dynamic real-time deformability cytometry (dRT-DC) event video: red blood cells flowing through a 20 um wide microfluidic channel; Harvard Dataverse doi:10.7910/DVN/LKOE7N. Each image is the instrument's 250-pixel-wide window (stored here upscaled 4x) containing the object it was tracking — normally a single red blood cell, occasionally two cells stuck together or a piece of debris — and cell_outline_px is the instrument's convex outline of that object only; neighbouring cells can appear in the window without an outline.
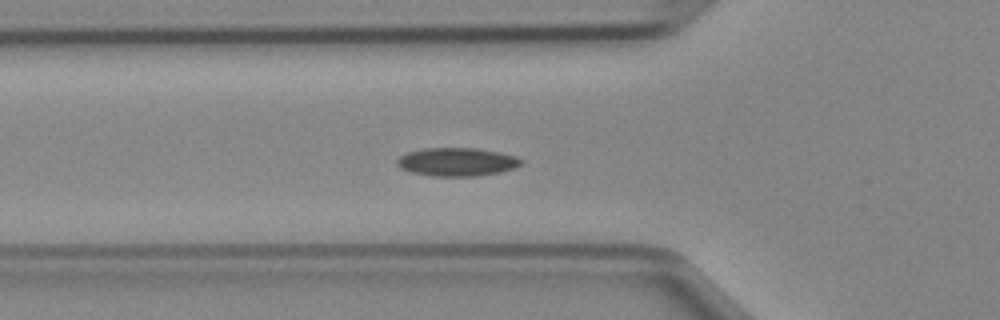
{"species": "Egyptian fruit bat (a non-hibernating species)", "species_latin": "Rousettus aegyptiacus", "temperature_condition": "cold", "stored_images_in_passage": 38, "camera_frame_rate_fps": 3000, "um_per_image_px": 0.085, "animal": {"sex": "female"}, "frame": {"image": 1, "passage_image": 6, "time_ms": 1.667, "image_size_px": [1000, 320], "cell_outline_px": [[524, 160], [516, 168], [500, 172], [476, 176], [432, 176], [412, 172], [400, 168], [396, 164], [396, 160], [400, 156], [408, 152], [424, 148], [476, 148], [500, 152], [516, 156]], "centroid_in_image_um": [38.85, 13.76], "position_along_channel_um": 86.9, "area_um2": 20.58}}
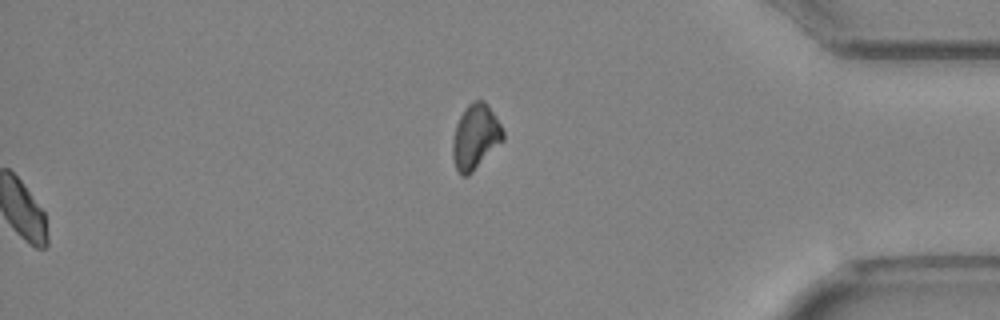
{"frame": {"image": 2, "passage_image": 38, "time_ms": 12.333, "image_size_px": [1000, 320], "cell_outline_px": [[504, 140], [468, 176], [460, 176], [456, 168], [452, 156], [452, 140], [456, 124], [464, 108], [472, 100], [484, 100], [496, 116], [504, 132]], "centroid_in_image_um": [40.4, 11.62], "position_along_channel_um": 394.8, "area_um2": 19.19}}